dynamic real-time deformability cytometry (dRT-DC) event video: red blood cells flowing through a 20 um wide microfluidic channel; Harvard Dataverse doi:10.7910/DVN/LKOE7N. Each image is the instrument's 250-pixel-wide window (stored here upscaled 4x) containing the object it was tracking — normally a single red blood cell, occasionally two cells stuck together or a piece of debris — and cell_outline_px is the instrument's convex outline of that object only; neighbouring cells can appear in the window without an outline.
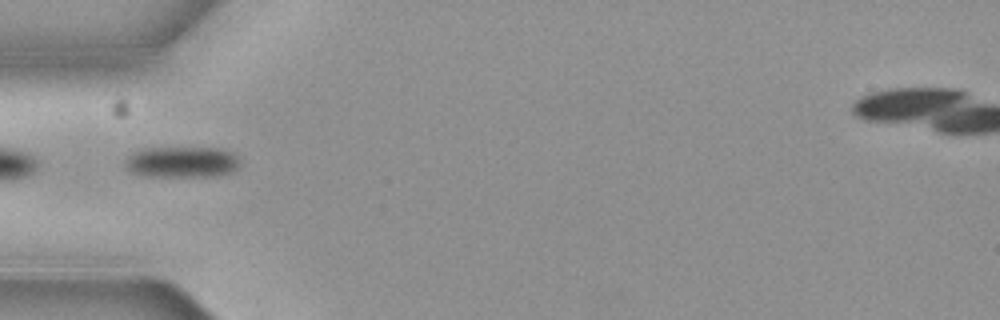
{"species": "common noctule bat (a hibernating species)", "species_latin": "Nyctalus noctula", "temperature_condition": "cold", "stored_images_in_passage": 5, "camera_frame_rate_fps": 3000, "um_per_image_px": 0.085, "animal": {"sex": "female", "body_mass_g": 19.3, "forearm_length_mm": 54.1}, "frame": {"image": 1, "passage_image": 3, "time_ms": 0.667, "image_size_px": [1000, 320], "cell_outline_px": [[240, 164], [232, 172], [204, 176], [152, 176], [132, 172], [124, 168], [124, 160], [132, 152], [144, 148], [220, 148], [232, 152], [240, 156]], "centroid_in_image_um": [15.45, 13.75], "position_along_channel_um": 69.5, "area_um2": 20.81}}
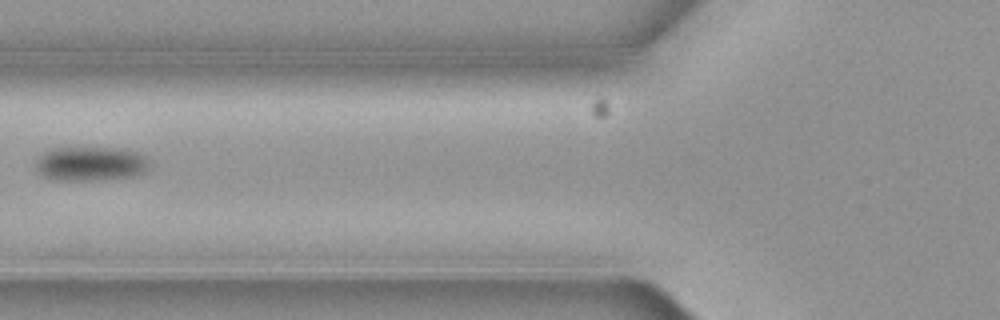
{"frame": {"image": 2, "passage_image": 4, "time_ms": 1.0, "image_size_px": [1000, 320], "cell_outline_px": [[152, 168], [144, 172], [132, 176], [100, 180], [52, 180], [44, 176], [36, 168], [36, 160], [44, 152], [52, 148], [120, 148], [136, 152], [144, 156], [148, 160]], "centroid_in_image_um": [7.72, 13.92], "position_along_channel_um": 118.1, "area_um2": 22.77}}
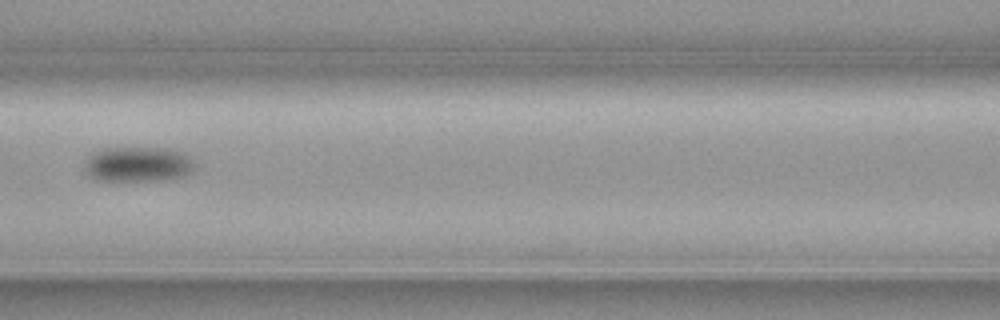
{"frame": {"image": 3, "passage_image": 5, "time_ms": 1.333, "image_size_px": [1000, 320], "cell_outline_px": [[196, 168], [192, 172], [184, 176], [168, 180], [96, 180], [88, 176], [84, 172], [84, 160], [88, 156], [100, 148], [172, 148], [184, 152], [196, 164]], "centroid_in_image_um": [11.73, 13.96], "position_along_channel_um": 154.9, "area_um2": 23.06}}